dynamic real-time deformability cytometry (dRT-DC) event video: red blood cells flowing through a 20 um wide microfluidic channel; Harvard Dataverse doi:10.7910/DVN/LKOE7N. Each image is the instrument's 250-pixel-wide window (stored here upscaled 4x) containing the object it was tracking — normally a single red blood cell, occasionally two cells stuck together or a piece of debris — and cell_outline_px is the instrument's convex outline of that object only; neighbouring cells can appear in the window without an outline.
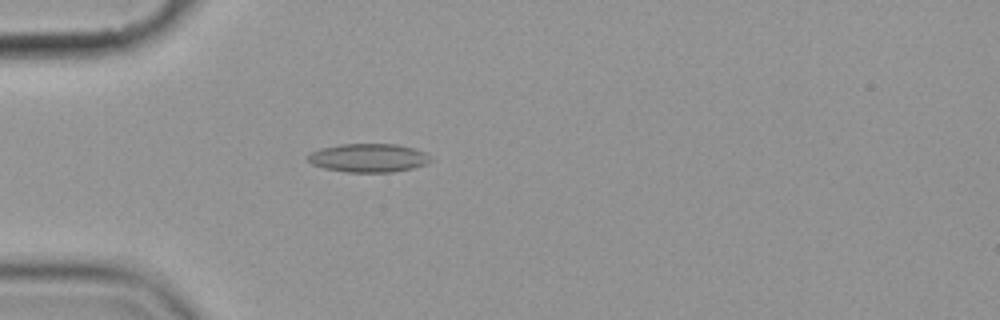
{"species": "common noctule bat (a hibernating species)", "species_latin": "Nyctalus noctula", "temperature_condition": "cold", "stored_images_in_passage": 2, "camera_frame_rate_fps": 3000, "um_per_image_px": 0.085, "animal": {"sex": "female", "body_mass_g": 19.9}, "frame": {"image": 1, "passage_image": 1, "time_ms": 0.0, "image_size_px": [1000, 320], "cell_outline_px": [[432, 160], [428, 164], [412, 168], [392, 172], [348, 172], [324, 168], [312, 164], [308, 160], [308, 156], [312, 152], [320, 148], [340, 144], [396, 144], [416, 148], [424, 152]], "centroid_in_image_um": [31.34, 13.42], "position_along_channel_um": 53.7, "area_um2": 20.4}}